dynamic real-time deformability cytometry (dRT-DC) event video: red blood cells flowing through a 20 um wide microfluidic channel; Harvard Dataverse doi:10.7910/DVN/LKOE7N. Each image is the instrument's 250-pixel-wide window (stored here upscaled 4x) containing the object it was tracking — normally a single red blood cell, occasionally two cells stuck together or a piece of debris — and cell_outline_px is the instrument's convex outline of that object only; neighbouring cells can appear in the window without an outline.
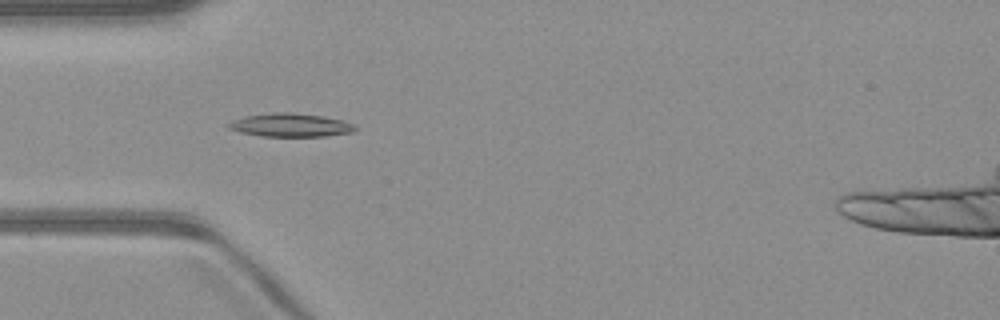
{"species": "common noctule bat (a hibernating species)", "species_latin": "Nyctalus noctula", "temperature_condition": "warm", "stored_images_in_passage": 40, "camera_frame_rate_fps": 3000, "um_per_image_px": 0.085, "animal": {"sex": "male", "body_mass_g": 23.1, "forearm_length_mm": 52.7}, "frame": {"image": 1, "passage_image": 4, "time_ms": 1.0, "image_size_px": [1000, 320], "cell_outline_px": [[356, 128], [352, 132], [324, 136], [260, 136], [240, 132], [228, 128], [224, 124], [232, 120], [244, 116], [276, 112], [288, 112], [324, 116], [344, 120], [356, 124]], "centroid_in_image_um": [24.67, 10.62], "position_along_channel_um": 60.3, "area_um2": 17.4}}
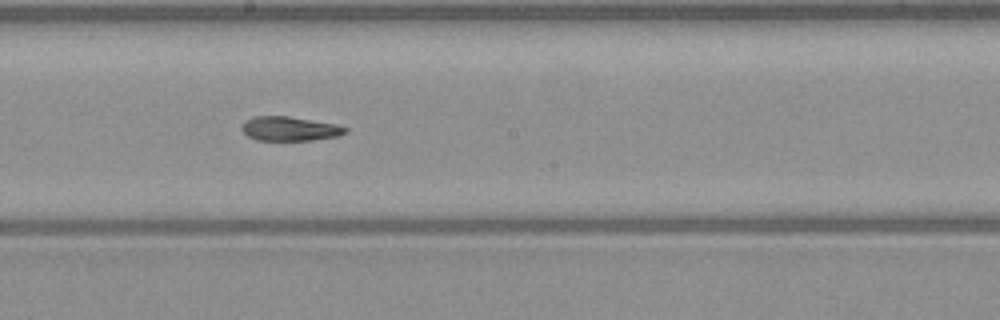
{"frame": {"image": 2, "passage_image": 16, "time_ms": 5.0, "image_size_px": [1000, 320], "cell_outline_px": [[348, 132], [340, 136], [312, 140], [256, 140], [248, 136], [240, 128], [244, 120], [252, 116], [288, 116], [336, 124], [348, 128]], "centroid_in_image_um": [24.62, 10.94], "position_along_channel_um": 223.6, "area_um2": 14.8}}
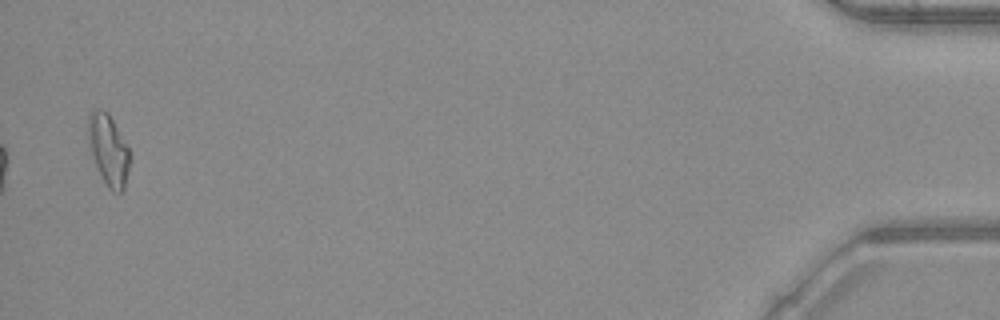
{"frame": {"image": 3, "passage_image": 38, "time_ms": 12.333, "image_size_px": [1000, 320], "cell_outline_px": [[132, 160], [124, 192], [112, 192], [108, 188], [96, 164], [92, 152], [88, 132], [88, 116], [92, 108], [96, 108], [108, 112], [128, 148], [132, 156]], "centroid_in_image_um": [9.27, 12.76], "position_along_channel_um": 425.9, "area_um2": 17.17}}